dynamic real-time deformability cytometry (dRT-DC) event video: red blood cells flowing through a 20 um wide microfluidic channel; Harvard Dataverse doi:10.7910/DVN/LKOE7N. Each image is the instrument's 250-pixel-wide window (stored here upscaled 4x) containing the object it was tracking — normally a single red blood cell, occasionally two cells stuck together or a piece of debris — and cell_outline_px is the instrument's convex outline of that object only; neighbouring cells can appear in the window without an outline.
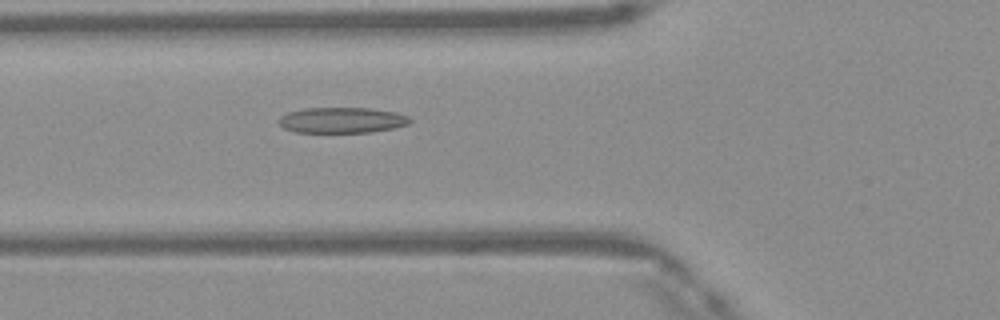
{"species": "Egyptian fruit bat (a non-hibernating species)", "species_latin": "Rousettus aegyptiacus", "temperature_condition": "warm", "stored_images_in_passage": 49, "camera_frame_rate_fps": 3000, "um_per_image_px": 0.085, "frame": {"image": 1, "passage_image": 18, "time_ms": 5.667, "image_size_px": [1000, 320], "cell_outline_px": [[412, 120], [408, 124], [396, 128], [372, 132], [296, 132], [284, 128], [276, 120], [280, 116], [288, 112], [304, 108], [368, 108], [396, 112], [408, 116]], "centroid_in_image_um": [29.07, 10.21], "position_along_channel_um": 96.7, "area_um2": 19.71}}
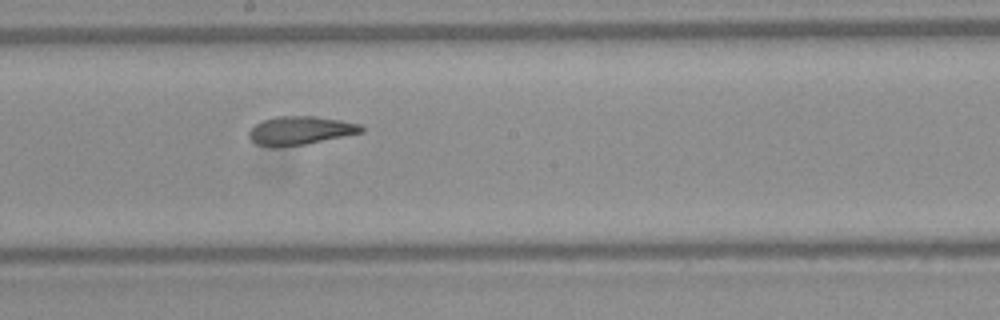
{"frame": {"image": 2, "passage_image": 27, "time_ms": 8.667, "image_size_px": [1000, 320], "cell_outline_px": [[364, 132], [304, 144], [256, 144], [248, 136], [248, 132], [260, 120], [276, 116], [316, 116], [340, 120], [360, 124], [364, 128]], "centroid_in_image_um": [25.56, 11.04], "position_along_channel_um": 222.6, "area_um2": 18.03}}
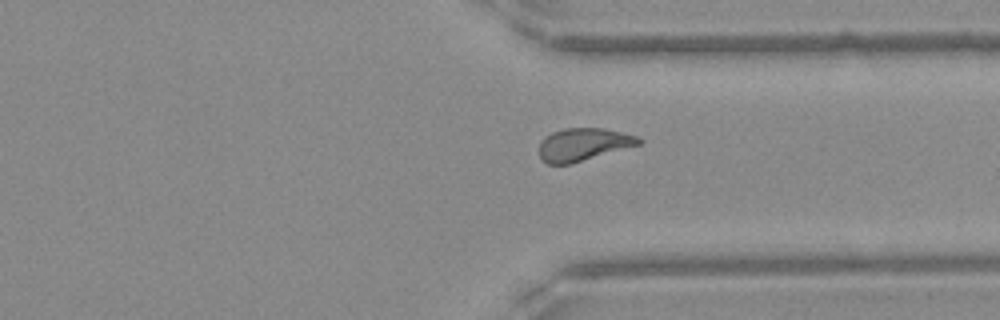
{"frame": {"image": 3, "passage_image": 37, "time_ms": 12.0, "image_size_px": [1000, 320], "cell_outline_px": [[644, 140], [640, 144], [572, 164], [548, 164], [540, 156], [540, 140], [544, 136], [552, 132], [564, 128], [604, 128], [640, 136]], "centroid_in_image_um": [49.61, 12.27], "position_along_channel_um": 361.8, "area_um2": 19.13}, "authors_computed_cell_mechanics": {"area_um2": 19.5942, "velocity_mm_per_s": 4.1701, "shape_relaxation_time_tau1_ms": null, "shape_relaxation_time_tau2_ms": 1.8293, "deformation_change_tau1": null, "deformation_change_tau2": 0.0986}}